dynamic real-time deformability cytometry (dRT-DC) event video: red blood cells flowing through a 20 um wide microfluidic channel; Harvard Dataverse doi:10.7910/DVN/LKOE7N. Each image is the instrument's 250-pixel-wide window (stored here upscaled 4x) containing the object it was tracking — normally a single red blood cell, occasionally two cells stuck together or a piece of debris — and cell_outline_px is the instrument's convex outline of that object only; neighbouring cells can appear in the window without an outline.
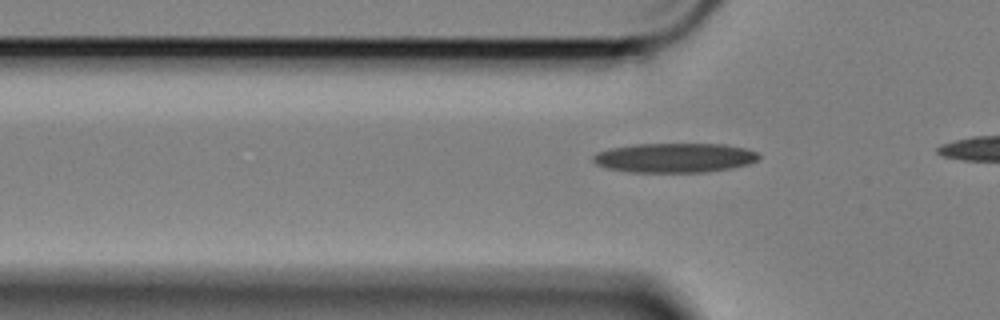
{"species": "Egyptian fruit bat (a non-hibernating species)", "species_latin": "Rousettus aegyptiacus", "temperature_condition": "cold", "stored_images_in_passage": 10, "camera_frame_rate_fps": 3000, "um_per_image_px": 0.085, "animal": {"sex": "female"}, "frame": {"image": 1, "passage_image": 7, "time_ms": 2.0, "image_size_px": [1000, 320], "cell_outline_px": [[760, 156], [756, 160], [748, 164], [732, 168], [704, 172], [628, 172], [608, 168], [596, 164], [592, 160], [592, 156], [596, 152], [612, 148], [636, 144], [724, 144], [744, 148], [756, 152]], "centroid_in_image_um": [57.32, 13.41], "position_along_channel_um": 68.5, "area_um2": 28.38}}